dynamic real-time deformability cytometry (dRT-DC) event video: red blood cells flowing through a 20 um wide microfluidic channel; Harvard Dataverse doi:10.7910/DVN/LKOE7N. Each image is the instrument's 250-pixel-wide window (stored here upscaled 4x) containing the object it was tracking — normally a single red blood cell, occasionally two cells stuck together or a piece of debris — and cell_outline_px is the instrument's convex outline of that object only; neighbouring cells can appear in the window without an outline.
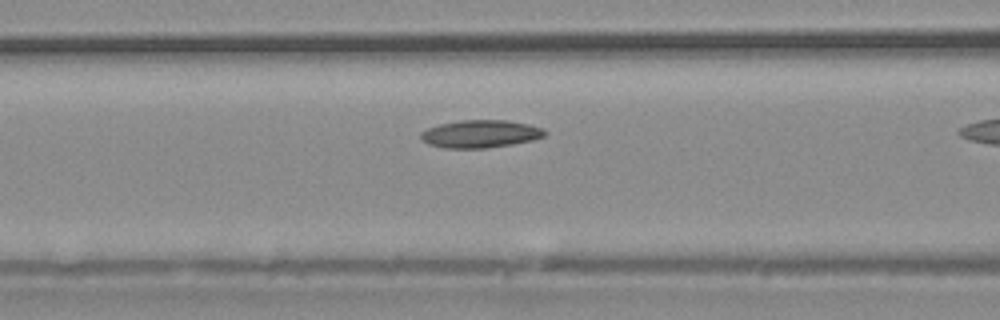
{"species": "common noctule bat (a hibernating species)", "species_latin": "Nyctalus noctula", "temperature_condition": "warm", "stored_images_in_passage": 8, "camera_frame_rate_fps": 3000, "um_per_image_px": 0.085, "animal": {"sex": "male", "body_mass_g": 20.4}, "frame": {"image": 1, "passage_image": 7, "time_ms": 2.0, "image_size_px": [1000, 320], "cell_outline_px": [[548, 132], [544, 136], [532, 140], [512, 144], [488, 148], [444, 148], [428, 144], [420, 140], [420, 132], [428, 128], [440, 124], [460, 120], [504, 120], [528, 124], [544, 128]], "centroid_in_image_um": [40.82, 11.38], "position_along_channel_um": 125.8, "area_um2": 20.11}}